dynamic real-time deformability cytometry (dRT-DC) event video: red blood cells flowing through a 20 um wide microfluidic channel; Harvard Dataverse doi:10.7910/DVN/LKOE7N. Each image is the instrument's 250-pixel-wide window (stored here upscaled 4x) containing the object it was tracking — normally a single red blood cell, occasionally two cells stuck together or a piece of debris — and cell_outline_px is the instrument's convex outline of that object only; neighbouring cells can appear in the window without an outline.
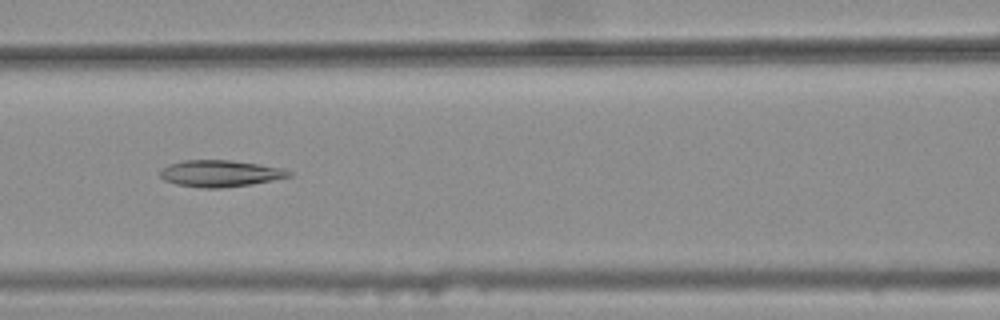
{"species": "common noctule bat (a hibernating species)", "species_latin": "Nyctalus noctula", "temperature_condition": "warm", "stored_images_in_passage": 45, "camera_frame_rate_fps": 3000, "um_per_image_px": 0.085, "animal": {"sex": "female", "body_mass_g": 25.1}, "frame": {"image": 1, "passage_image": 22, "time_ms": 7.0, "image_size_px": [1000, 320], "cell_outline_px": [[292, 176], [252, 184], [220, 188], [200, 188], [176, 184], [164, 180], [160, 176], [160, 168], [168, 164], [184, 160], [228, 160], [284, 168], [292, 172]], "centroid_in_image_um": [18.68, 14.74], "position_along_channel_um": 147.9, "area_um2": 20.0}}
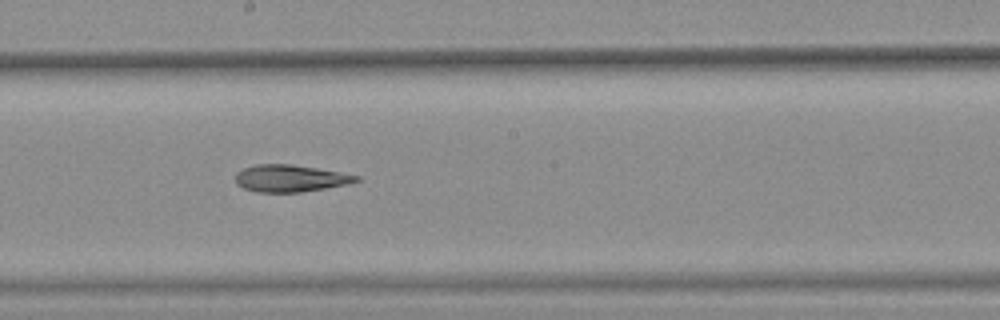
{"frame": {"image": 2, "passage_image": 28, "time_ms": 9.0, "image_size_px": [1000, 320], "cell_outline_px": [[360, 180], [348, 184], [300, 192], [256, 192], [244, 188], [236, 184], [236, 172], [244, 168], [256, 164], [292, 164], [316, 168], [360, 176]], "centroid_in_image_um": [24.64, 15.15], "position_along_channel_um": 223.6, "area_um2": 18.9}}
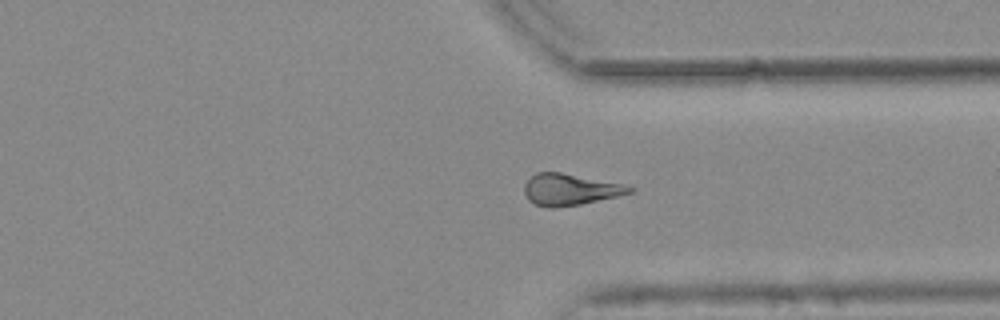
{"frame": {"image": 3, "passage_image": 39, "time_ms": 12.667, "image_size_px": [1000, 320], "cell_outline_px": [[636, 188], [632, 192], [616, 196], [580, 204], [556, 208], [548, 208], [532, 204], [528, 200], [524, 192], [524, 184], [536, 172], [560, 172], [624, 184]], "centroid_in_image_um": [48.42, 16.12], "position_along_channel_um": 363.0, "area_um2": 19.31}}